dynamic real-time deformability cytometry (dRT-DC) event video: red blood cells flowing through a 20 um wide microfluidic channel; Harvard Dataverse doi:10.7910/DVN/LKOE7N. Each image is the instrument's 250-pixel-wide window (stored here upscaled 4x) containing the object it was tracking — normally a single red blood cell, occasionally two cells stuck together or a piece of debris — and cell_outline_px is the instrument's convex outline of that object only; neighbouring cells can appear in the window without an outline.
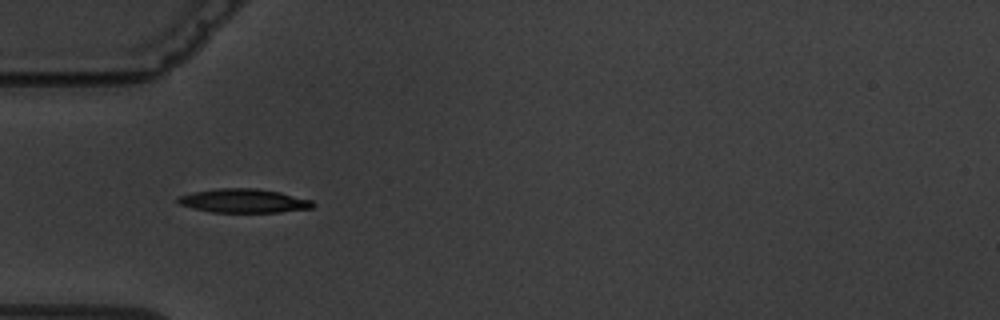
{"species": "common noctule bat (a hibernating species)", "species_latin": "Nyctalus noctula", "temperature_condition": "warm", "stored_images_in_passage": 5, "camera_frame_rate_fps": 3000, "um_per_image_px": 0.085, "animal": {"sex": "male", "body_mass_g": 19.5, "forearm_length_mm": 54.6}, "frame": {"image": 1, "passage_image": 4, "time_ms": 4.333, "image_size_px": [1000, 320], "cell_outline_px": [[316, 204], [312, 208], [280, 212], [212, 212], [192, 208], [180, 204], [176, 200], [180, 196], [192, 192], [216, 188], [256, 188], [280, 192], [312, 200]], "centroid_in_image_um": [20.73, 17.06], "position_along_channel_um": 64.3, "area_um2": 18.79}}
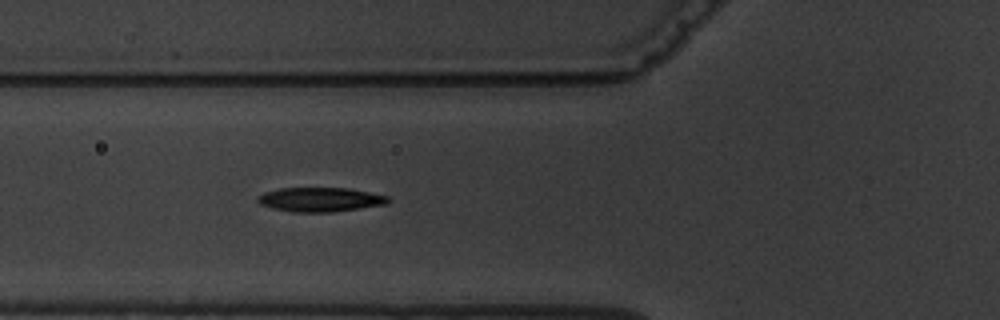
{"frame": {"image": 2, "passage_image": 5, "time_ms": 5.333, "image_size_px": [1000, 320], "cell_outline_px": [[392, 200], [388, 204], [332, 212], [296, 212], [272, 208], [260, 204], [256, 200], [256, 196], [264, 192], [280, 188], [348, 188], [388, 196]], "centroid_in_image_um": [27.22, 16.96], "position_along_channel_um": 98.6, "area_um2": 18.5}}